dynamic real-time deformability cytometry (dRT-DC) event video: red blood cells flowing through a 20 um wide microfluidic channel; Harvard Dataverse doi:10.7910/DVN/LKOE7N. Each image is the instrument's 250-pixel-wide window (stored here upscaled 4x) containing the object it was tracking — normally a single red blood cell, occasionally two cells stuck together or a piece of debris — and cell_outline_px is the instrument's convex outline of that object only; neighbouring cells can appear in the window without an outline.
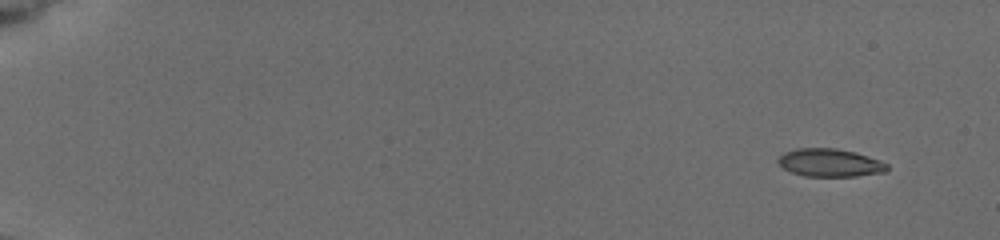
{"species": "common noctule bat (a hibernating species)", "species_latin": "Nyctalus noctula", "temperature_condition": "cold", "stored_images_in_passage": 11, "camera_frame_rate_fps": 3000, "um_per_image_px": 0.085, "animal": {"sex": "female", "body_mass_g": 19.5, "forearm_length_mm": 54.1}, "frame": {"image": 1, "passage_image": 1, "time_ms": 0.0, "image_size_px": [1000, 240], "cell_outline_px": [[888, 168], [884, 172], [856, 176], [804, 176], [792, 172], [784, 168], [776, 160], [784, 152], [796, 148], [836, 148], [856, 152], [880, 160], [888, 164]], "centroid_in_image_um": [70.54, 13.82], "position_along_channel_um": 14.5, "area_um2": 17.74}}
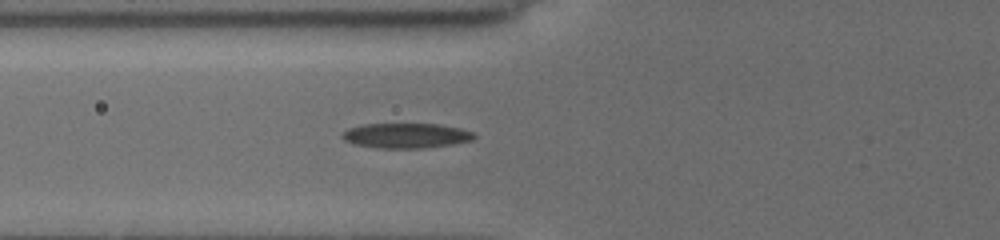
{"frame": {"image": 2, "passage_image": 7, "time_ms": 6.333, "image_size_px": [1000, 240], "cell_outline_px": [[476, 136], [472, 140], [452, 144], [424, 148], [376, 148], [352, 144], [344, 140], [340, 136], [348, 128], [364, 124], [436, 124], [460, 128], [472, 132]], "centroid_in_image_um": [34.47, 11.53], "position_along_channel_um": 91.3, "area_um2": 19.19}}
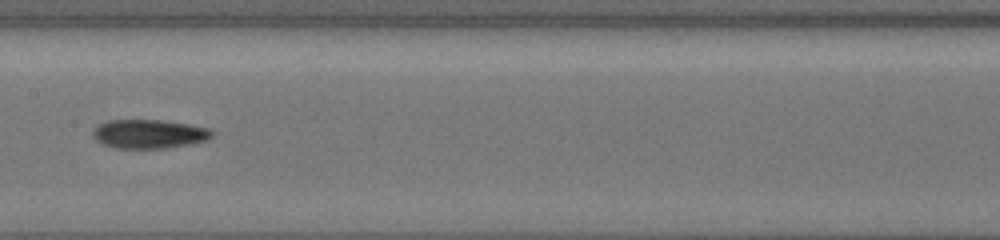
{"frame": {"image": 3, "passage_image": 10, "time_ms": 9.0, "image_size_px": [1000, 240], "cell_outline_px": [[212, 136], [208, 140], [192, 144], [168, 148], [116, 148], [100, 144], [92, 136], [92, 132], [100, 124], [108, 120], [160, 120], [188, 124], [208, 128], [212, 132]], "centroid_in_image_um": [12.66, 11.39], "position_along_channel_um": 194.7, "area_um2": 20.11}}